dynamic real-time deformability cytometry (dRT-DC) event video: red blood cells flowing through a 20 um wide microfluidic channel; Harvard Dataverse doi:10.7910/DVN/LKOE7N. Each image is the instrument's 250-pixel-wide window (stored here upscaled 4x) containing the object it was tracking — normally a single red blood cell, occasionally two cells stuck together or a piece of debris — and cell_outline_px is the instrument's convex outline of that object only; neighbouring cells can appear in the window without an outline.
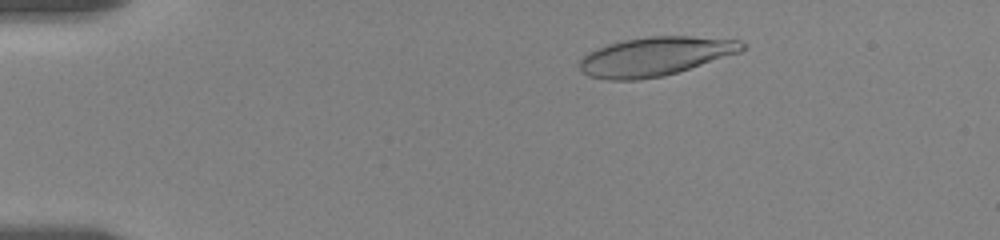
{"species": "human", "species_latin": "Homo sapiens", "temperature_condition": "room temperature", "stored_images_in_passage": 56, "camera_frame_rate_fps": 3000, "um_per_image_px": 0.085, "donor": {"sex": "female"}, "frame": {"image": 1, "passage_image": 9, "time_ms": 2.667, "image_size_px": [1000, 240], "cell_outline_px": [[748, 48], [740, 52], [664, 76], [636, 80], [608, 80], [588, 76], [580, 68], [580, 60], [588, 52], [596, 48], [608, 44], [624, 40], [648, 36], [692, 36], [740, 40], [748, 44]], "centroid_in_image_um": [55.71, 4.79], "position_along_channel_um": 29.3, "area_um2": 36.82}}
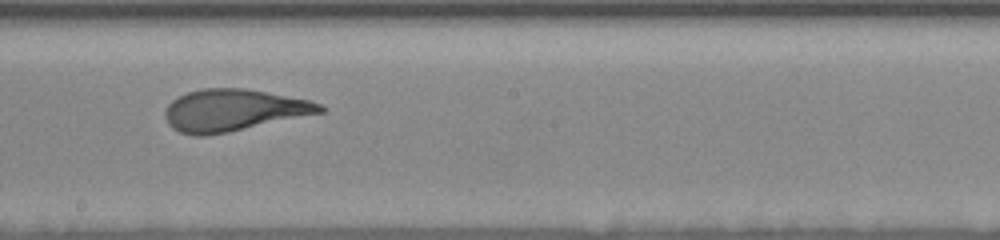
{"frame": {"image": 2, "passage_image": 32, "time_ms": 10.333, "image_size_px": [1000, 240], "cell_outline_px": [[328, 108], [324, 112], [228, 132], [204, 136], [192, 136], [180, 132], [172, 128], [168, 124], [164, 116], [164, 112], [168, 104], [172, 100], [188, 92], [204, 88], [244, 88], [308, 100], [320, 104]], "centroid_in_image_um": [19.82, 9.38], "position_along_channel_um": 228.4, "area_um2": 37.63}}
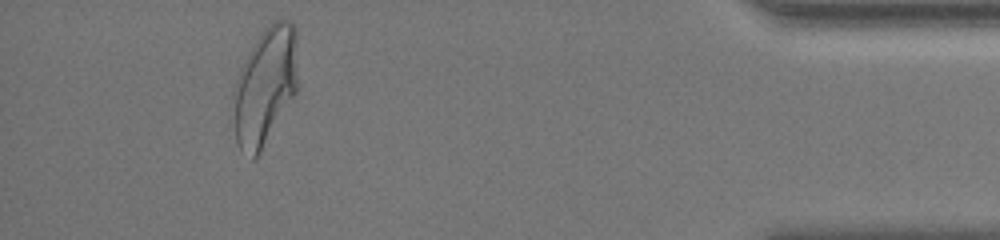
{"frame": {"image": 3, "passage_image": 52, "time_ms": 17.0, "image_size_px": [1000, 240], "cell_outline_px": [[300, 88], [260, 152], [252, 160], [240, 152], [236, 144], [232, 96], [232, 92], [240, 68], [248, 52], [264, 28], [272, 20], [288, 20], [296, 28]], "centroid_in_image_um": [22.56, 7.33], "position_along_channel_um": 412.6, "area_um2": 45.49}}